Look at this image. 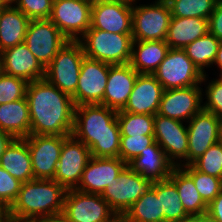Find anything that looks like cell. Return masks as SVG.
<instances>
[{
  "label": "cell",
  "mask_w": 222,
  "mask_h": 222,
  "mask_svg": "<svg viewBox=\"0 0 222 222\" xmlns=\"http://www.w3.org/2000/svg\"><path fill=\"white\" fill-rule=\"evenodd\" d=\"M197 222H217L208 212L197 214Z\"/></svg>",
  "instance_id": "obj_46"
},
{
  "label": "cell",
  "mask_w": 222,
  "mask_h": 222,
  "mask_svg": "<svg viewBox=\"0 0 222 222\" xmlns=\"http://www.w3.org/2000/svg\"><path fill=\"white\" fill-rule=\"evenodd\" d=\"M160 205L164 222H171L189 215L180 201L176 186L169 180L160 181Z\"/></svg>",
  "instance_id": "obj_34"
},
{
  "label": "cell",
  "mask_w": 222,
  "mask_h": 222,
  "mask_svg": "<svg viewBox=\"0 0 222 222\" xmlns=\"http://www.w3.org/2000/svg\"><path fill=\"white\" fill-rule=\"evenodd\" d=\"M209 33L222 41V0H219L208 19Z\"/></svg>",
  "instance_id": "obj_42"
},
{
  "label": "cell",
  "mask_w": 222,
  "mask_h": 222,
  "mask_svg": "<svg viewBox=\"0 0 222 222\" xmlns=\"http://www.w3.org/2000/svg\"><path fill=\"white\" fill-rule=\"evenodd\" d=\"M84 57L81 44L78 41H69L45 68L44 78L60 91L72 97L77 89Z\"/></svg>",
  "instance_id": "obj_5"
},
{
  "label": "cell",
  "mask_w": 222,
  "mask_h": 222,
  "mask_svg": "<svg viewBox=\"0 0 222 222\" xmlns=\"http://www.w3.org/2000/svg\"><path fill=\"white\" fill-rule=\"evenodd\" d=\"M136 72L130 63L109 64L107 85L103 98V105L115 111L124 109L137 79Z\"/></svg>",
  "instance_id": "obj_21"
},
{
  "label": "cell",
  "mask_w": 222,
  "mask_h": 222,
  "mask_svg": "<svg viewBox=\"0 0 222 222\" xmlns=\"http://www.w3.org/2000/svg\"><path fill=\"white\" fill-rule=\"evenodd\" d=\"M10 222H38V220L35 219H22V218H16L13 217Z\"/></svg>",
  "instance_id": "obj_52"
},
{
  "label": "cell",
  "mask_w": 222,
  "mask_h": 222,
  "mask_svg": "<svg viewBox=\"0 0 222 222\" xmlns=\"http://www.w3.org/2000/svg\"><path fill=\"white\" fill-rule=\"evenodd\" d=\"M117 111L102 104L75 107L72 135L83 142L97 158L119 157L120 128Z\"/></svg>",
  "instance_id": "obj_2"
},
{
  "label": "cell",
  "mask_w": 222,
  "mask_h": 222,
  "mask_svg": "<svg viewBox=\"0 0 222 222\" xmlns=\"http://www.w3.org/2000/svg\"><path fill=\"white\" fill-rule=\"evenodd\" d=\"M170 47L166 41H133L130 65L139 74H153Z\"/></svg>",
  "instance_id": "obj_27"
},
{
  "label": "cell",
  "mask_w": 222,
  "mask_h": 222,
  "mask_svg": "<svg viewBox=\"0 0 222 222\" xmlns=\"http://www.w3.org/2000/svg\"><path fill=\"white\" fill-rule=\"evenodd\" d=\"M220 40L217 39L211 33L196 39L191 44H188L184 50L187 57L197 66V68L203 73L205 72V67L213 66L216 58Z\"/></svg>",
  "instance_id": "obj_31"
},
{
  "label": "cell",
  "mask_w": 222,
  "mask_h": 222,
  "mask_svg": "<svg viewBox=\"0 0 222 222\" xmlns=\"http://www.w3.org/2000/svg\"><path fill=\"white\" fill-rule=\"evenodd\" d=\"M92 1H119L124 3H133L136 2L137 0H92Z\"/></svg>",
  "instance_id": "obj_54"
},
{
  "label": "cell",
  "mask_w": 222,
  "mask_h": 222,
  "mask_svg": "<svg viewBox=\"0 0 222 222\" xmlns=\"http://www.w3.org/2000/svg\"><path fill=\"white\" fill-rule=\"evenodd\" d=\"M152 185L151 179L144 178L127 165L101 196L116 214H125Z\"/></svg>",
  "instance_id": "obj_9"
},
{
  "label": "cell",
  "mask_w": 222,
  "mask_h": 222,
  "mask_svg": "<svg viewBox=\"0 0 222 222\" xmlns=\"http://www.w3.org/2000/svg\"><path fill=\"white\" fill-rule=\"evenodd\" d=\"M30 135H72L75 105L71 96L45 78L28 83Z\"/></svg>",
  "instance_id": "obj_1"
},
{
  "label": "cell",
  "mask_w": 222,
  "mask_h": 222,
  "mask_svg": "<svg viewBox=\"0 0 222 222\" xmlns=\"http://www.w3.org/2000/svg\"><path fill=\"white\" fill-rule=\"evenodd\" d=\"M171 17L209 19L219 0H166Z\"/></svg>",
  "instance_id": "obj_33"
},
{
  "label": "cell",
  "mask_w": 222,
  "mask_h": 222,
  "mask_svg": "<svg viewBox=\"0 0 222 222\" xmlns=\"http://www.w3.org/2000/svg\"><path fill=\"white\" fill-rule=\"evenodd\" d=\"M126 166L127 164L120 157L97 158L91 156L76 190L101 195Z\"/></svg>",
  "instance_id": "obj_19"
},
{
  "label": "cell",
  "mask_w": 222,
  "mask_h": 222,
  "mask_svg": "<svg viewBox=\"0 0 222 222\" xmlns=\"http://www.w3.org/2000/svg\"><path fill=\"white\" fill-rule=\"evenodd\" d=\"M78 42L85 57L111 65L127 64L132 56V34L110 33L89 29Z\"/></svg>",
  "instance_id": "obj_4"
},
{
  "label": "cell",
  "mask_w": 222,
  "mask_h": 222,
  "mask_svg": "<svg viewBox=\"0 0 222 222\" xmlns=\"http://www.w3.org/2000/svg\"><path fill=\"white\" fill-rule=\"evenodd\" d=\"M30 19L13 4L0 9V50L14 47L25 40Z\"/></svg>",
  "instance_id": "obj_25"
},
{
  "label": "cell",
  "mask_w": 222,
  "mask_h": 222,
  "mask_svg": "<svg viewBox=\"0 0 222 222\" xmlns=\"http://www.w3.org/2000/svg\"><path fill=\"white\" fill-rule=\"evenodd\" d=\"M154 2L150 5H133V41L166 40L171 19L170 7L166 0Z\"/></svg>",
  "instance_id": "obj_7"
},
{
  "label": "cell",
  "mask_w": 222,
  "mask_h": 222,
  "mask_svg": "<svg viewBox=\"0 0 222 222\" xmlns=\"http://www.w3.org/2000/svg\"><path fill=\"white\" fill-rule=\"evenodd\" d=\"M0 130L13 138H26L30 135L29 105L26 97L0 104Z\"/></svg>",
  "instance_id": "obj_28"
},
{
  "label": "cell",
  "mask_w": 222,
  "mask_h": 222,
  "mask_svg": "<svg viewBox=\"0 0 222 222\" xmlns=\"http://www.w3.org/2000/svg\"><path fill=\"white\" fill-rule=\"evenodd\" d=\"M115 222H141V221L132 220L125 214H117L115 218Z\"/></svg>",
  "instance_id": "obj_49"
},
{
  "label": "cell",
  "mask_w": 222,
  "mask_h": 222,
  "mask_svg": "<svg viewBox=\"0 0 222 222\" xmlns=\"http://www.w3.org/2000/svg\"><path fill=\"white\" fill-rule=\"evenodd\" d=\"M160 205V181L143 194L125 213L132 220L141 222H164Z\"/></svg>",
  "instance_id": "obj_30"
},
{
  "label": "cell",
  "mask_w": 222,
  "mask_h": 222,
  "mask_svg": "<svg viewBox=\"0 0 222 222\" xmlns=\"http://www.w3.org/2000/svg\"><path fill=\"white\" fill-rule=\"evenodd\" d=\"M53 0H12L21 12L30 20L49 19L52 12Z\"/></svg>",
  "instance_id": "obj_40"
},
{
  "label": "cell",
  "mask_w": 222,
  "mask_h": 222,
  "mask_svg": "<svg viewBox=\"0 0 222 222\" xmlns=\"http://www.w3.org/2000/svg\"><path fill=\"white\" fill-rule=\"evenodd\" d=\"M178 191L180 201L189 215L207 212L208 204L197 191L193 179L180 167H174L169 178Z\"/></svg>",
  "instance_id": "obj_29"
},
{
  "label": "cell",
  "mask_w": 222,
  "mask_h": 222,
  "mask_svg": "<svg viewBox=\"0 0 222 222\" xmlns=\"http://www.w3.org/2000/svg\"><path fill=\"white\" fill-rule=\"evenodd\" d=\"M218 138L219 142H222V117L218 118Z\"/></svg>",
  "instance_id": "obj_51"
},
{
  "label": "cell",
  "mask_w": 222,
  "mask_h": 222,
  "mask_svg": "<svg viewBox=\"0 0 222 222\" xmlns=\"http://www.w3.org/2000/svg\"><path fill=\"white\" fill-rule=\"evenodd\" d=\"M2 72L28 83L45 77V68L24 42L2 52Z\"/></svg>",
  "instance_id": "obj_22"
},
{
  "label": "cell",
  "mask_w": 222,
  "mask_h": 222,
  "mask_svg": "<svg viewBox=\"0 0 222 222\" xmlns=\"http://www.w3.org/2000/svg\"><path fill=\"white\" fill-rule=\"evenodd\" d=\"M202 91L198 85L164 90L157 114L179 121H189L203 109Z\"/></svg>",
  "instance_id": "obj_17"
},
{
  "label": "cell",
  "mask_w": 222,
  "mask_h": 222,
  "mask_svg": "<svg viewBox=\"0 0 222 222\" xmlns=\"http://www.w3.org/2000/svg\"><path fill=\"white\" fill-rule=\"evenodd\" d=\"M132 170L153 182L167 180L175 167L155 141L127 164Z\"/></svg>",
  "instance_id": "obj_23"
},
{
  "label": "cell",
  "mask_w": 222,
  "mask_h": 222,
  "mask_svg": "<svg viewBox=\"0 0 222 222\" xmlns=\"http://www.w3.org/2000/svg\"><path fill=\"white\" fill-rule=\"evenodd\" d=\"M91 8L92 0H53L49 20L69 41H78L91 26Z\"/></svg>",
  "instance_id": "obj_8"
},
{
  "label": "cell",
  "mask_w": 222,
  "mask_h": 222,
  "mask_svg": "<svg viewBox=\"0 0 222 222\" xmlns=\"http://www.w3.org/2000/svg\"><path fill=\"white\" fill-rule=\"evenodd\" d=\"M69 40L49 19L30 20L24 43L40 64L46 68Z\"/></svg>",
  "instance_id": "obj_11"
},
{
  "label": "cell",
  "mask_w": 222,
  "mask_h": 222,
  "mask_svg": "<svg viewBox=\"0 0 222 222\" xmlns=\"http://www.w3.org/2000/svg\"><path fill=\"white\" fill-rule=\"evenodd\" d=\"M67 190L55 180L33 179L22 183L19 194L8 209L16 218L40 220L60 215Z\"/></svg>",
  "instance_id": "obj_3"
},
{
  "label": "cell",
  "mask_w": 222,
  "mask_h": 222,
  "mask_svg": "<svg viewBox=\"0 0 222 222\" xmlns=\"http://www.w3.org/2000/svg\"><path fill=\"white\" fill-rule=\"evenodd\" d=\"M2 72V51L0 50V73Z\"/></svg>",
  "instance_id": "obj_55"
},
{
  "label": "cell",
  "mask_w": 222,
  "mask_h": 222,
  "mask_svg": "<svg viewBox=\"0 0 222 222\" xmlns=\"http://www.w3.org/2000/svg\"><path fill=\"white\" fill-rule=\"evenodd\" d=\"M213 64H216L217 67L220 68V71L222 70V41L219 44L218 51H217V54H216V58H215V61H214Z\"/></svg>",
  "instance_id": "obj_48"
},
{
  "label": "cell",
  "mask_w": 222,
  "mask_h": 222,
  "mask_svg": "<svg viewBox=\"0 0 222 222\" xmlns=\"http://www.w3.org/2000/svg\"><path fill=\"white\" fill-rule=\"evenodd\" d=\"M207 212L213 216L217 222H222V191L208 204Z\"/></svg>",
  "instance_id": "obj_43"
},
{
  "label": "cell",
  "mask_w": 222,
  "mask_h": 222,
  "mask_svg": "<svg viewBox=\"0 0 222 222\" xmlns=\"http://www.w3.org/2000/svg\"><path fill=\"white\" fill-rule=\"evenodd\" d=\"M0 166L22 183L34 179L31 156L24 138H14L0 160Z\"/></svg>",
  "instance_id": "obj_26"
},
{
  "label": "cell",
  "mask_w": 222,
  "mask_h": 222,
  "mask_svg": "<svg viewBox=\"0 0 222 222\" xmlns=\"http://www.w3.org/2000/svg\"><path fill=\"white\" fill-rule=\"evenodd\" d=\"M154 142V135L121 136L119 157L128 164L135 157L139 156L141 151H145L146 147Z\"/></svg>",
  "instance_id": "obj_37"
},
{
  "label": "cell",
  "mask_w": 222,
  "mask_h": 222,
  "mask_svg": "<svg viewBox=\"0 0 222 222\" xmlns=\"http://www.w3.org/2000/svg\"><path fill=\"white\" fill-rule=\"evenodd\" d=\"M13 217L8 209H0V222H10Z\"/></svg>",
  "instance_id": "obj_47"
},
{
  "label": "cell",
  "mask_w": 222,
  "mask_h": 222,
  "mask_svg": "<svg viewBox=\"0 0 222 222\" xmlns=\"http://www.w3.org/2000/svg\"><path fill=\"white\" fill-rule=\"evenodd\" d=\"M135 3L92 1L91 26L110 33L132 34V7Z\"/></svg>",
  "instance_id": "obj_16"
},
{
  "label": "cell",
  "mask_w": 222,
  "mask_h": 222,
  "mask_svg": "<svg viewBox=\"0 0 222 222\" xmlns=\"http://www.w3.org/2000/svg\"><path fill=\"white\" fill-rule=\"evenodd\" d=\"M62 214L70 222H115L116 213L99 194L67 190Z\"/></svg>",
  "instance_id": "obj_10"
},
{
  "label": "cell",
  "mask_w": 222,
  "mask_h": 222,
  "mask_svg": "<svg viewBox=\"0 0 222 222\" xmlns=\"http://www.w3.org/2000/svg\"><path fill=\"white\" fill-rule=\"evenodd\" d=\"M38 222H70L63 214L56 215V216H50V217H45Z\"/></svg>",
  "instance_id": "obj_45"
},
{
  "label": "cell",
  "mask_w": 222,
  "mask_h": 222,
  "mask_svg": "<svg viewBox=\"0 0 222 222\" xmlns=\"http://www.w3.org/2000/svg\"><path fill=\"white\" fill-rule=\"evenodd\" d=\"M10 4H12V0H0V9Z\"/></svg>",
  "instance_id": "obj_53"
},
{
  "label": "cell",
  "mask_w": 222,
  "mask_h": 222,
  "mask_svg": "<svg viewBox=\"0 0 222 222\" xmlns=\"http://www.w3.org/2000/svg\"><path fill=\"white\" fill-rule=\"evenodd\" d=\"M181 168L193 179L202 199L209 204L222 191V179L198 171L192 164Z\"/></svg>",
  "instance_id": "obj_35"
},
{
  "label": "cell",
  "mask_w": 222,
  "mask_h": 222,
  "mask_svg": "<svg viewBox=\"0 0 222 222\" xmlns=\"http://www.w3.org/2000/svg\"><path fill=\"white\" fill-rule=\"evenodd\" d=\"M187 162L181 166L191 165L213 144L219 142L218 117L202 109L189 121Z\"/></svg>",
  "instance_id": "obj_18"
},
{
  "label": "cell",
  "mask_w": 222,
  "mask_h": 222,
  "mask_svg": "<svg viewBox=\"0 0 222 222\" xmlns=\"http://www.w3.org/2000/svg\"><path fill=\"white\" fill-rule=\"evenodd\" d=\"M22 182L0 166V209H9L16 200Z\"/></svg>",
  "instance_id": "obj_39"
},
{
  "label": "cell",
  "mask_w": 222,
  "mask_h": 222,
  "mask_svg": "<svg viewBox=\"0 0 222 222\" xmlns=\"http://www.w3.org/2000/svg\"><path fill=\"white\" fill-rule=\"evenodd\" d=\"M171 222H197V215H187L186 217Z\"/></svg>",
  "instance_id": "obj_50"
},
{
  "label": "cell",
  "mask_w": 222,
  "mask_h": 222,
  "mask_svg": "<svg viewBox=\"0 0 222 222\" xmlns=\"http://www.w3.org/2000/svg\"><path fill=\"white\" fill-rule=\"evenodd\" d=\"M218 79L222 82V72H220Z\"/></svg>",
  "instance_id": "obj_56"
},
{
  "label": "cell",
  "mask_w": 222,
  "mask_h": 222,
  "mask_svg": "<svg viewBox=\"0 0 222 222\" xmlns=\"http://www.w3.org/2000/svg\"><path fill=\"white\" fill-rule=\"evenodd\" d=\"M154 137L174 166L181 167L182 159L187 161L188 131L182 121L155 114Z\"/></svg>",
  "instance_id": "obj_15"
},
{
  "label": "cell",
  "mask_w": 222,
  "mask_h": 222,
  "mask_svg": "<svg viewBox=\"0 0 222 222\" xmlns=\"http://www.w3.org/2000/svg\"><path fill=\"white\" fill-rule=\"evenodd\" d=\"M90 158V149L73 135H69L63 141L53 180L66 190L76 189Z\"/></svg>",
  "instance_id": "obj_13"
},
{
  "label": "cell",
  "mask_w": 222,
  "mask_h": 222,
  "mask_svg": "<svg viewBox=\"0 0 222 222\" xmlns=\"http://www.w3.org/2000/svg\"><path fill=\"white\" fill-rule=\"evenodd\" d=\"M13 139L14 138L10 134L0 130V160L2 155L4 154L5 149Z\"/></svg>",
  "instance_id": "obj_44"
},
{
  "label": "cell",
  "mask_w": 222,
  "mask_h": 222,
  "mask_svg": "<svg viewBox=\"0 0 222 222\" xmlns=\"http://www.w3.org/2000/svg\"><path fill=\"white\" fill-rule=\"evenodd\" d=\"M206 103L203 104V109L214 113L218 118L222 117V82L215 79L209 84L205 90Z\"/></svg>",
  "instance_id": "obj_41"
},
{
  "label": "cell",
  "mask_w": 222,
  "mask_h": 222,
  "mask_svg": "<svg viewBox=\"0 0 222 222\" xmlns=\"http://www.w3.org/2000/svg\"><path fill=\"white\" fill-rule=\"evenodd\" d=\"M192 165L198 171L222 179V142L209 147Z\"/></svg>",
  "instance_id": "obj_36"
},
{
  "label": "cell",
  "mask_w": 222,
  "mask_h": 222,
  "mask_svg": "<svg viewBox=\"0 0 222 222\" xmlns=\"http://www.w3.org/2000/svg\"><path fill=\"white\" fill-rule=\"evenodd\" d=\"M68 136L29 135L24 138L31 156L34 179H54L63 141Z\"/></svg>",
  "instance_id": "obj_12"
},
{
  "label": "cell",
  "mask_w": 222,
  "mask_h": 222,
  "mask_svg": "<svg viewBox=\"0 0 222 222\" xmlns=\"http://www.w3.org/2000/svg\"><path fill=\"white\" fill-rule=\"evenodd\" d=\"M164 90L201 86L207 75L187 57L184 49L170 48L166 57L153 73Z\"/></svg>",
  "instance_id": "obj_6"
},
{
  "label": "cell",
  "mask_w": 222,
  "mask_h": 222,
  "mask_svg": "<svg viewBox=\"0 0 222 222\" xmlns=\"http://www.w3.org/2000/svg\"><path fill=\"white\" fill-rule=\"evenodd\" d=\"M163 87L153 74H138L124 109L118 112L155 115L158 113Z\"/></svg>",
  "instance_id": "obj_20"
},
{
  "label": "cell",
  "mask_w": 222,
  "mask_h": 222,
  "mask_svg": "<svg viewBox=\"0 0 222 222\" xmlns=\"http://www.w3.org/2000/svg\"><path fill=\"white\" fill-rule=\"evenodd\" d=\"M208 32V19L171 17L165 41L172 49H184Z\"/></svg>",
  "instance_id": "obj_24"
},
{
  "label": "cell",
  "mask_w": 222,
  "mask_h": 222,
  "mask_svg": "<svg viewBox=\"0 0 222 222\" xmlns=\"http://www.w3.org/2000/svg\"><path fill=\"white\" fill-rule=\"evenodd\" d=\"M121 136L154 135V115L117 112Z\"/></svg>",
  "instance_id": "obj_32"
},
{
  "label": "cell",
  "mask_w": 222,
  "mask_h": 222,
  "mask_svg": "<svg viewBox=\"0 0 222 222\" xmlns=\"http://www.w3.org/2000/svg\"><path fill=\"white\" fill-rule=\"evenodd\" d=\"M27 85V81L1 72L0 104L10 103L25 98Z\"/></svg>",
  "instance_id": "obj_38"
},
{
  "label": "cell",
  "mask_w": 222,
  "mask_h": 222,
  "mask_svg": "<svg viewBox=\"0 0 222 222\" xmlns=\"http://www.w3.org/2000/svg\"><path fill=\"white\" fill-rule=\"evenodd\" d=\"M109 64L84 57L78 77L75 107L83 104H102L107 85Z\"/></svg>",
  "instance_id": "obj_14"
}]
</instances>
